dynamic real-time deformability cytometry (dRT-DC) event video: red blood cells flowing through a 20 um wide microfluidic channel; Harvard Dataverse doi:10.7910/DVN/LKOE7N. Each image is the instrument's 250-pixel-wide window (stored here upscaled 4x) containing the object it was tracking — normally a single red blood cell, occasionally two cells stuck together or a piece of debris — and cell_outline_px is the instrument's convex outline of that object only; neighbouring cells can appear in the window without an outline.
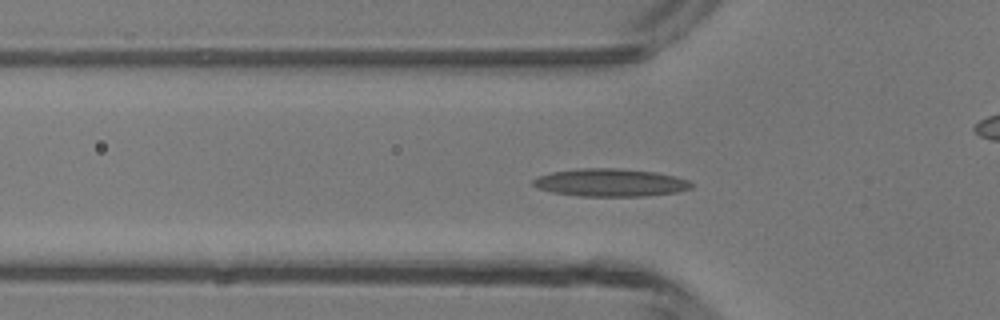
{"species": "common noctule bat (a hibernating species)", "species_latin": "Nyctalus noctula", "temperature_condition": "room temperature", "stored_images_in_passage": 49, "camera_frame_rate_fps": 3000, "um_per_image_px": 0.085, "animal": {"sex": "male", "body_mass_g": 13.3}, "frame": {"image": 1, "passage_image": 16, "time_ms": 5.0, "image_size_px": [1000, 320], "cell_outline_px": [[692, 188], [676, 192], [648, 196], [580, 196], [552, 192], [536, 188], [532, 184], [532, 180], [536, 176], [552, 172], [580, 168], [620, 168], [656, 172], [688, 180], [692, 184]], "centroid_in_image_um": [51.84, 15.52], "position_along_channel_um": 74.0, "area_um2": 25.72}}
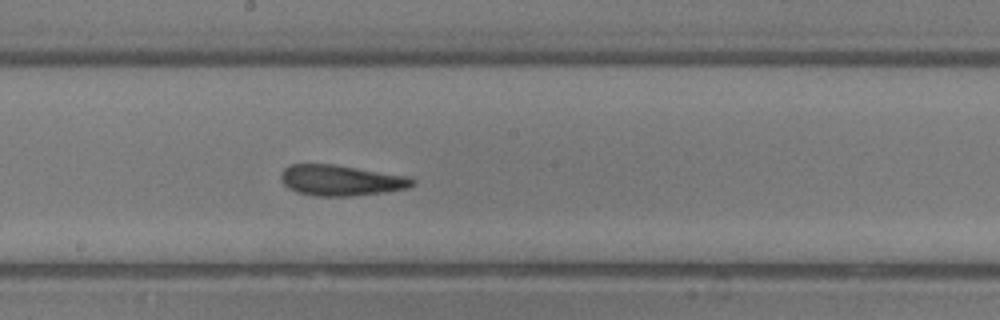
{"frame": {"image": 2, "passage_image": 26, "time_ms": 8.333, "image_size_px": [1000, 320], "cell_outline_px": [[416, 184], [408, 188], [384, 192], [352, 196], [316, 196], [296, 192], [288, 188], [280, 180], [280, 172], [284, 168], [292, 164], [332, 164], [408, 176], [416, 180]], "centroid_in_image_um": [28.97, 15.33], "position_along_channel_um": 219.2, "area_um2": 23.64}}
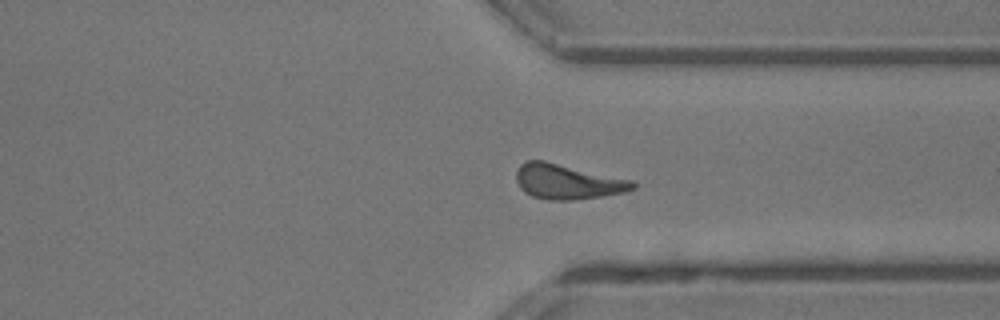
{"frame": {"image": 3, "passage_image": 36, "time_ms": 11.667, "image_size_px": [1000, 320], "cell_outline_px": [[636, 188], [624, 192], [604, 196], [572, 200], [548, 200], [532, 196], [524, 192], [520, 188], [516, 180], [516, 172], [520, 164], [528, 160], [544, 160], [632, 180], [636, 184]], "centroid_in_image_um": [48.22, 15.44], "position_along_channel_um": 363.2, "area_um2": 23.81}, "authors_computed_cell_mechanics": {"area_um2": 23.0622, "velocity_mm_per_s": 4.3296, "shape_relaxation_time_tau1_ms": null, "shape_relaxation_time_tau2_ms": 3.0702, "deformation_change_tau1": null, "deformation_change_tau2": 0.128}}